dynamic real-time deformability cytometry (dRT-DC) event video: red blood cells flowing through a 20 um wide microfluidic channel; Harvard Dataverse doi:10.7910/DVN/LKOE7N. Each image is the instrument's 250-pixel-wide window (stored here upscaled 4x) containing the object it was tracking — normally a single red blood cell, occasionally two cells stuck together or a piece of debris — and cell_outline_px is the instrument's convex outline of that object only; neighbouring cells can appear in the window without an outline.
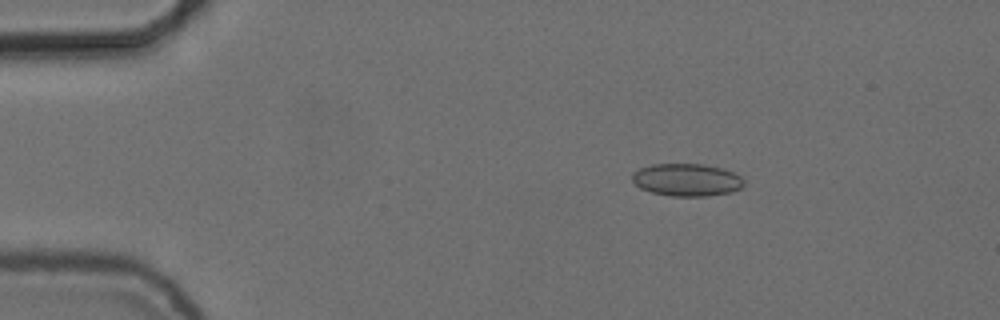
{"species": "common noctule bat (a hibernating species)", "species_latin": "Nyctalus noctula", "temperature_condition": "cold", "stored_images_in_passage": 50, "camera_frame_rate_fps": 3000, "um_per_image_px": 0.085, "animal": {"sex": "female", "body_mass_g": 24.6, "forearm_length_mm": 56.2}, "frame": {"image": 1, "passage_image": 4, "time_ms": 1.0, "image_size_px": [1000, 320], "cell_outline_px": [[744, 184], [740, 188], [732, 192], [704, 196], [672, 196], [652, 192], [640, 188], [632, 180], [632, 172], [640, 168], [652, 164], [704, 164], [724, 168], [740, 176], [744, 180]], "centroid_in_image_um": [58.38, 15.28], "position_along_channel_um": 26.6, "area_um2": 21.21}}
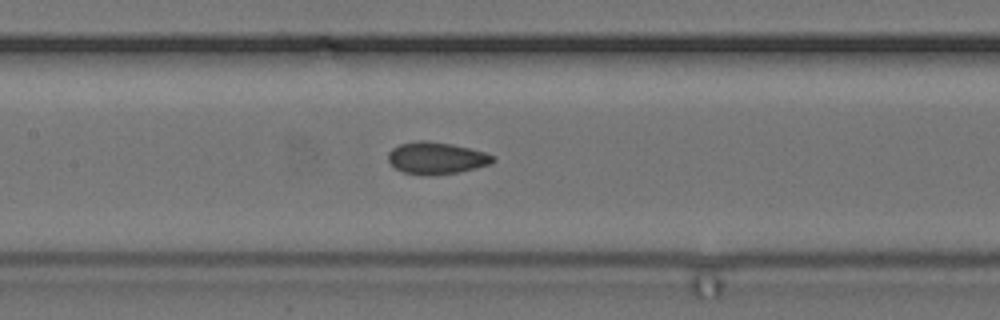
{"frame": {"image": 2, "passage_image": 21, "time_ms": 6.667, "image_size_px": [1000, 320], "cell_outline_px": [[496, 160], [492, 164], [460, 172], [436, 176], [428, 176], [404, 172], [396, 168], [388, 160], [388, 152], [392, 148], [400, 144], [416, 140], [428, 140], [452, 144], [484, 152], [496, 156]], "centroid_in_image_um": [37.12, 13.44], "position_along_channel_um": 170.3, "area_um2": 19.83}}
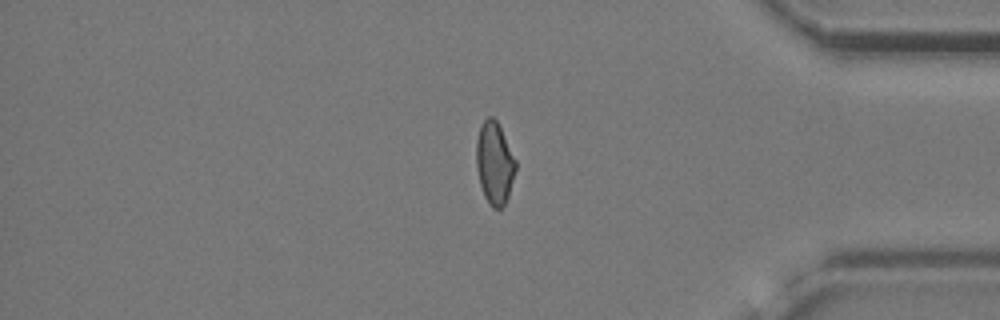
{"frame": {"image": 3, "passage_image": 41, "time_ms": 13.333, "image_size_px": [1000, 320], "cell_outline_px": [[516, 168], [508, 196], [504, 204], [500, 208], [492, 208], [488, 204], [484, 196], [480, 184], [476, 168], [476, 140], [480, 124], [488, 116], [492, 116], [496, 120], [516, 160]], "centroid_in_image_um": [42.01, 13.86], "position_along_channel_um": 393.2, "area_um2": 18.84}, "authors_computed_cell_mechanics": {"area_um2": 19.2763, "velocity_mm_per_s": 3.7274, "shape_relaxation_time_tau1_ms": 10.895, "shape_relaxation_time_tau2_ms": null, "deformation_change_tau1": 0.1778, "deformation_change_tau2": null}}